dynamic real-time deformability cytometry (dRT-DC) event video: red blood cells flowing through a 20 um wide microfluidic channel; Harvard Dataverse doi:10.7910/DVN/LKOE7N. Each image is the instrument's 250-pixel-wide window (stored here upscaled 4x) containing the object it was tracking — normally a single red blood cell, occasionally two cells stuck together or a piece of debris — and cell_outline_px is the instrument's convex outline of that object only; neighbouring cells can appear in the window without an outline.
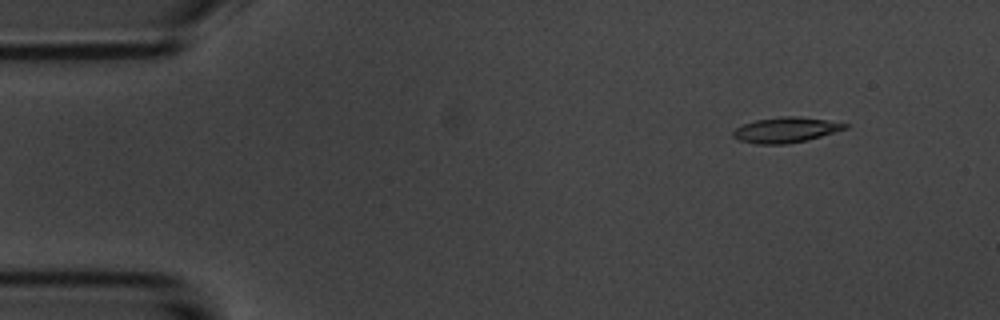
{"species": "common noctule bat (a hibernating species)", "species_latin": "Nyctalus noctula", "temperature_condition": "room temperature", "stored_images_in_passage": 3, "camera_frame_rate_fps": 3000, "um_per_image_px": 0.085, "animal": {"sex": "male", "body_mass_g": 20.1, "forearm_length_mm": 53.5}, "frame": {"image": 1, "passage_image": 1, "time_ms": 0.0, "image_size_px": [1000, 320], "cell_outline_px": [[848, 128], [808, 140], [788, 144], [756, 144], [740, 140], [732, 136], [732, 132], [736, 128], [744, 124], [756, 120], [780, 116], [800, 116], [828, 120], [848, 124]], "centroid_in_image_um": [66.8, 11.04], "position_along_channel_um": 18.2, "area_um2": 16.59}}
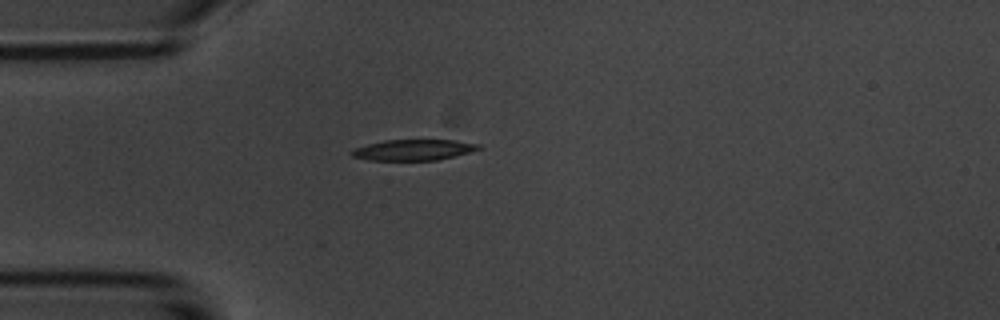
{"frame": {"image": 2, "passage_image": 3, "time_ms": 3.0, "image_size_px": [1000, 320], "cell_outline_px": [[480, 148], [468, 152], [436, 160], [368, 160], [352, 156], [348, 152], [352, 148], [384, 140], [456, 140], [480, 144]], "centroid_in_image_um": [35.07, 12.73], "position_along_channel_um": 49.9, "area_um2": 15.32}}